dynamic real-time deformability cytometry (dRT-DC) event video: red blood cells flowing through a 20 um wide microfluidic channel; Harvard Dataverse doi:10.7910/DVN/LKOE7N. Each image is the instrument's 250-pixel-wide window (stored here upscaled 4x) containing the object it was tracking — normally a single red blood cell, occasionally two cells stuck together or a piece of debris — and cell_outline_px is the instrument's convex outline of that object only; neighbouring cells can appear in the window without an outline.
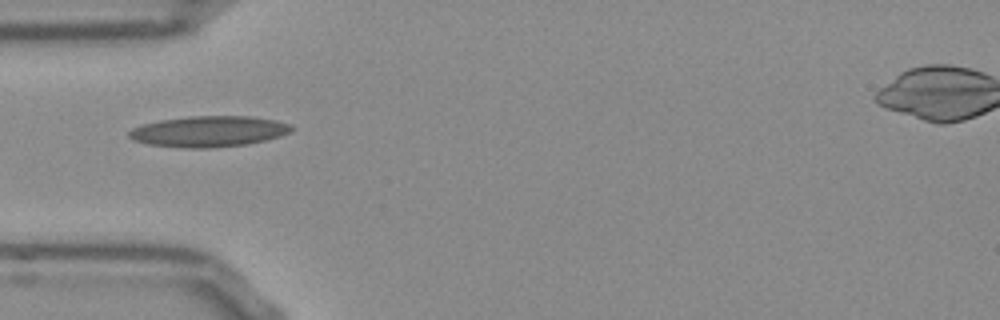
{"species": "Egyptian fruit bat (a non-hibernating species)", "species_latin": "Rousettus aegyptiacus", "temperature_condition": "room temperature", "stored_images_in_passage": 27, "camera_frame_rate_fps": 3000, "um_per_image_px": 0.085, "frame": {"image": 1, "passage_image": 1, "time_ms": 0.0, "image_size_px": [1000, 320], "cell_outline_px": [[296, 128], [292, 132], [280, 136], [264, 140], [244, 144], [208, 148], [188, 148], [148, 144], [132, 140], [128, 136], [128, 132], [132, 128], [140, 124], [160, 120], [188, 116], [252, 116], [276, 120], [292, 124]], "centroid_in_image_um": [17.76, 11.16], "position_along_channel_um": 67.2, "area_um2": 29.42}, "authors_computed_cell_mechanics": {"area_um2": 25.7788, "velocity_mm_per_s": 3.8227, "shape_relaxation_time_tau1_ms": null, "shape_relaxation_time_tau2_ms": 4.6602, "deformation_change_tau1": null, "deformation_change_tau2": 0.1621}}